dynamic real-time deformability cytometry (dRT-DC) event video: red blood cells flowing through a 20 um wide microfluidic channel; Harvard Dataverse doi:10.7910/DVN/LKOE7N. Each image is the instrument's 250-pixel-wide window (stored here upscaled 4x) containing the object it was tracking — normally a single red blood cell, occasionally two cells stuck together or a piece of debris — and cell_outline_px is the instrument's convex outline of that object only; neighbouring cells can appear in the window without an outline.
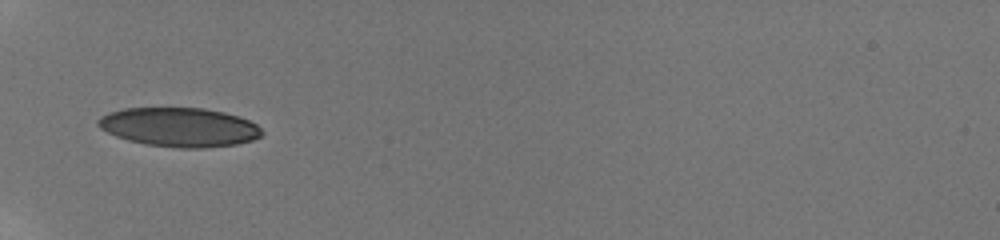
{"species": "human", "species_latin": "Homo sapiens", "temperature_condition": "room temperature", "stored_images_in_passage": 34, "camera_frame_rate_fps": 3000, "um_per_image_px": 0.085, "donor": {"sex": "male"}, "frame": {"image": 1, "passage_image": 1, "time_ms": 0.0, "image_size_px": [1000, 240], "cell_outline_px": [[264, 132], [260, 136], [252, 140], [236, 144], [204, 148], [180, 148], [144, 144], [128, 140], [116, 136], [100, 128], [96, 124], [96, 120], [100, 116], [108, 112], [124, 108], [204, 108], [224, 112], [240, 116], [256, 124]], "centroid_in_image_um": [15.23, 10.8], "position_along_channel_um": 69.8, "area_um2": 37.45}}
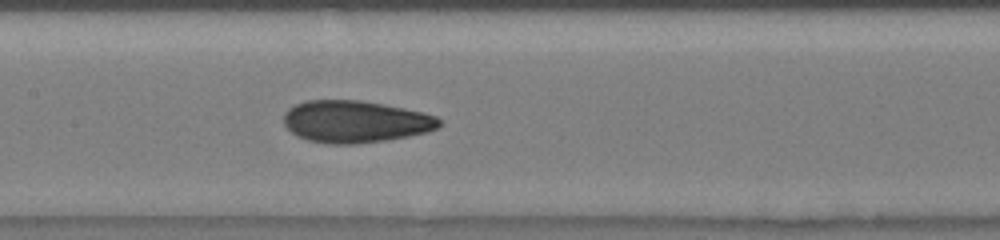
{"frame": {"image": 2, "passage_image": 10, "time_ms": 3.0, "image_size_px": [1000, 240], "cell_outline_px": [[444, 124], [428, 132], [388, 140], [356, 144], [328, 144], [308, 140], [296, 136], [284, 124], [284, 112], [288, 108], [296, 104], [308, 100], [360, 100], [384, 104], [424, 112], [436, 116], [444, 120]], "centroid_in_image_um": [30.24, 10.34], "position_along_channel_um": 177.2, "area_um2": 38.49}}
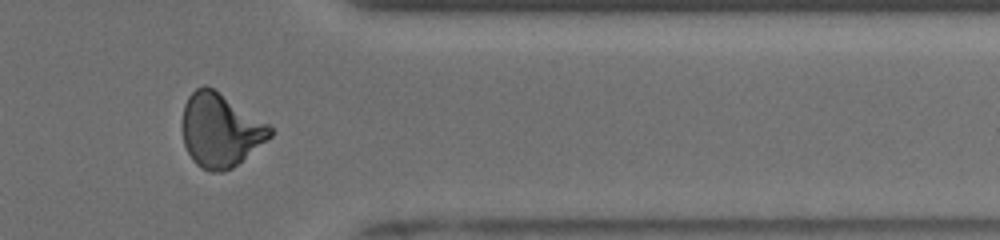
{"frame": {"image": 3, "passage_image": 27, "time_ms": 8.667, "image_size_px": [1000, 240], "cell_outline_px": [[272, 136], [232, 168], [220, 172], [208, 172], [200, 168], [192, 160], [184, 144], [180, 128], [180, 124], [184, 104], [188, 96], [196, 88], [204, 84], [208, 84], [268, 124], [272, 128]], "centroid_in_image_um": [18.67, 11.05], "position_along_channel_um": 392.7, "area_um2": 37.97}, "authors_computed_cell_mechanics": {"area_um2": 37.281, "velocity_mm_per_s": 3.8879, "shape_relaxation_time_tau1_ms": 10.2599, "shape_relaxation_time_tau2_ms": 1.2516, "deformation_change_tau1": 0.2442, "deformation_change_tau2": 0.0633}}